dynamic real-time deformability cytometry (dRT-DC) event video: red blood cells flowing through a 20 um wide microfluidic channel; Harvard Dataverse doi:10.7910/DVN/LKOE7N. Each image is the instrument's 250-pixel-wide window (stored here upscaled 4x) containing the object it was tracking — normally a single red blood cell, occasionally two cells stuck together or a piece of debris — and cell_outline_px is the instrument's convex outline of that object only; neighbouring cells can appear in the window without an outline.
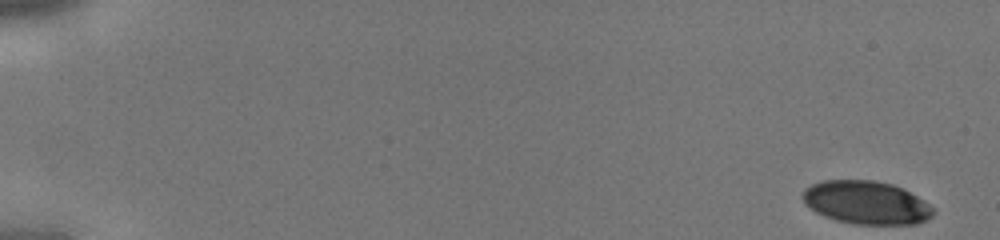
{"species": "human", "species_latin": "Homo sapiens", "temperature_condition": "cold", "stored_images_in_passage": 43, "camera_frame_rate_fps": 3000, "um_per_image_px": 0.085, "donor": {"sex": "male"}, "frame": {"image": 1, "passage_image": 1, "time_ms": 0.0, "image_size_px": [1000, 240], "cell_outline_px": [[936, 212], [932, 216], [916, 224], [852, 224], [836, 220], [824, 216], [816, 212], [804, 204], [800, 196], [804, 188], [812, 184], [824, 180], [872, 180], [892, 184], [904, 188], [924, 200]], "centroid_in_image_um": [73.6, 17.21], "position_along_channel_um": 11.4, "area_um2": 33.12}}
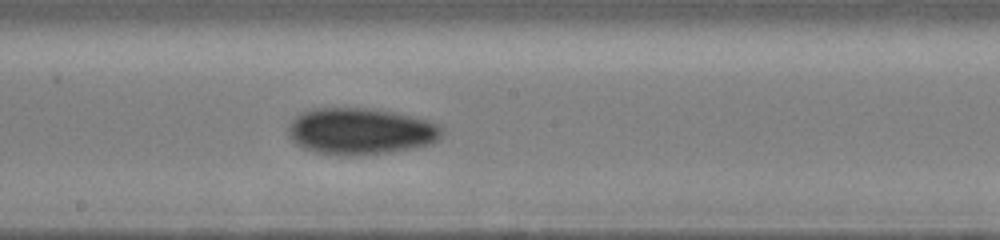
{"frame": {"image": 2, "passage_image": 25, "time_ms": 8.0, "image_size_px": [1000, 240], "cell_outline_px": [[444, 132], [440, 140], [432, 144], [416, 148], [388, 152], [356, 156], [348, 156], [316, 152], [304, 148], [296, 144], [288, 136], [288, 124], [296, 116], [304, 112], [316, 108], [376, 108], [416, 116], [432, 120], [444, 128]], "centroid_in_image_um": [30.73, 11.15], "position_along_channel_um": 217.5, "area_um2": 42.48}}
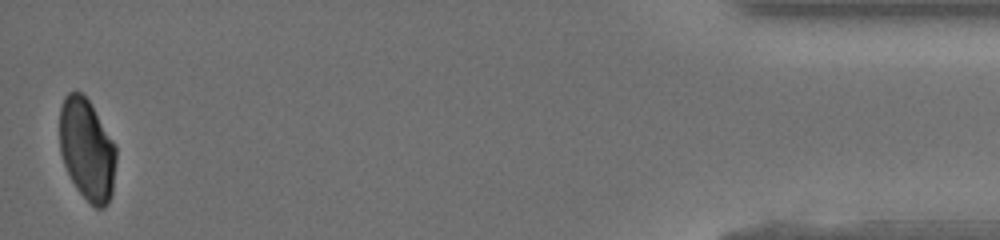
{"frame": {"image": 3, "passage_image": 43, "time_ms": 14.0, "image_size_px": [1000, 240], "cell_outline_px": [[116, 160], [112, 192], [108, 204], [104, 208], [96, 208], [76, 188], [64, 164], [60, 152], [60, 108], [64, 96], [68, 92], [80, 92], [88, 100], [116, 144]], "centroid_in_image_um": [7.4, 12.71], "position_along_channel_um": 427.8, "area_um2": 33.35}}